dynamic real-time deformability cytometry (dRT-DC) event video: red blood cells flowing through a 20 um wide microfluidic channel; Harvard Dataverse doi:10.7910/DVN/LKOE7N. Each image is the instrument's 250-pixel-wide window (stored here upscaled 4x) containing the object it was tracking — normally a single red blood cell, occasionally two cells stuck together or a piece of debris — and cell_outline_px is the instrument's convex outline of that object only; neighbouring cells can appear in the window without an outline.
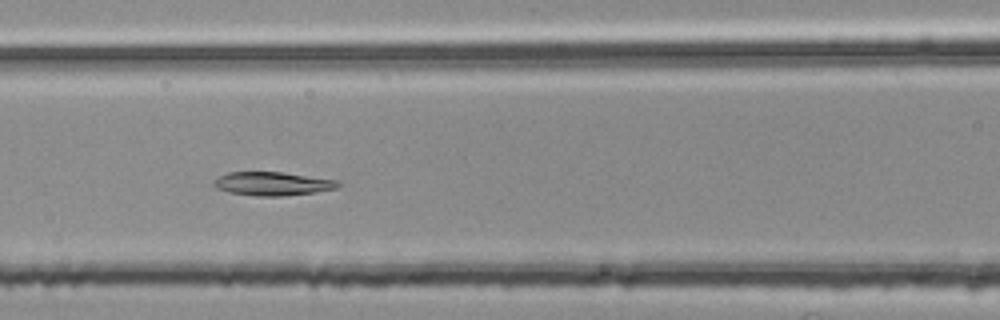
{"species": "common noctule bat (a hibernating species)", "species_latin": "Nyctalus noctula", "temperature_condition": "room temperature", "stored_images_in_passage": 46, "camera_frame_rate_fps": 3000, "um_per_image_px": 0.085, "animal": {"sex": "female", "body_mass_g": 25.1}, "frame": {"image": 1, "passage_image": 17, "time_ms": 5.333, "image_size_px": [1000, 320], "cell_outline_px": [[340, 184], [336, 188], [316, 192], [284, 196], [256, 196], [228, 192], [216, 188], [212, 184], [212, 180], [228, 172], [280, 172], [336, 180]], "centroid_in_image_um": [23.1, 15.62], "position_along_channel_um": 143.5, "area_um2": 16.99}}
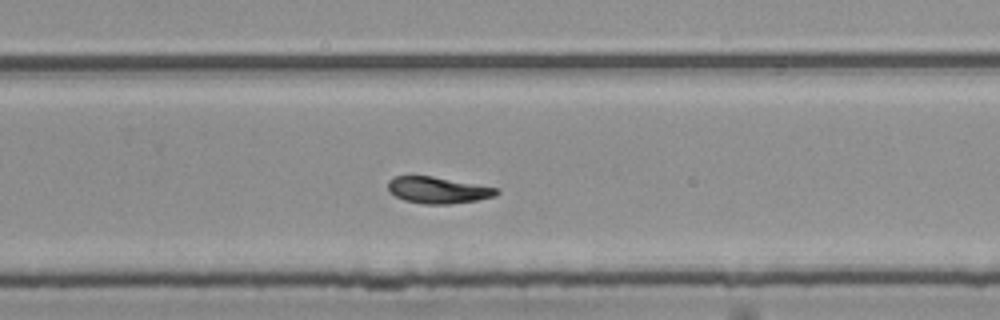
{"frame": {"image": 2, "passage_image": 29, "time_ms": 9.333, "image_size_px": [1000, 320], "cell_outline_px": [[500, 192], [496, 196], [476, 200], [448, 204], [424, 204], [404, 200], [388, 192], [388, 180], [392, 176], [432, 176], [496, 188]], "centroid_in_image_um": [37.17, 16.16], "position_along_channel_um": 292.6, "area_um2": 16.65}}
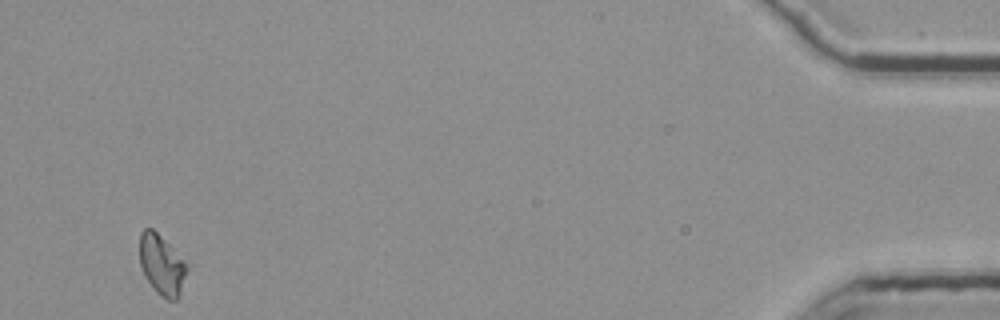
{"frame": {"image": 3, "passage_image": 46, "time_ms": 15.0, "image_size_px": [1000, 320], "cell_outline_px": [[188, 268], [180, 296], [176, 300], [168, 300], [160, 296], [156, 292], [144, 276], [140, 264], [140, 232], [144, 228], [152, 228], [184, 260]], "centroid_in_image_um": [13.75, 22.55], "position_along_channel_um": 421.5, "area_um2": 16.53}, "authors_computed_cell_mechanics": {"area_um2": 17.051, "velocity_mm_per_s": 3.748, "shape_relaxation_time_tau1_ms": 6.6356, "shape_relaxation_time_tau2_ms": 5.1345, "deformation_change_tau1": 0.1704, "deformation_change_tau2": 0.0984}}